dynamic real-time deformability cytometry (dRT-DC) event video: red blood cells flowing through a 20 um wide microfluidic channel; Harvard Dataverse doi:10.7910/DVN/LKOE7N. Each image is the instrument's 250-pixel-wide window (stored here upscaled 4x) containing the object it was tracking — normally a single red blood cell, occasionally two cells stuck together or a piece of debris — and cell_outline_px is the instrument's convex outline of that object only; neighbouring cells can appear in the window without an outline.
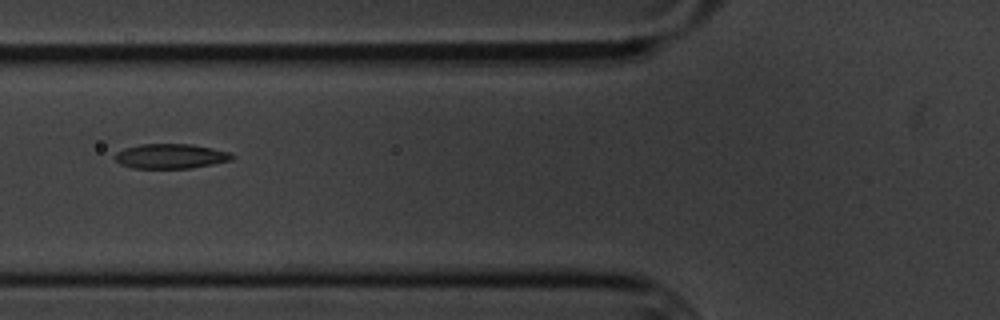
{"species": "common noctule bat (a hibernating species)", "species_latin": "Nyctalus noctula", "temperature_condition": "cold", "stored_images_in_passage": 9, "camera_frame_rate_fps": 3000, "um_per_image_px": 0.085, "animal": {"sex": "male", "body_mass_g": 20.1, "forearm_length_mm": 53.5}, "frame": {"image": 1, "passage_image": 4, "time_ms": 3.333, "image_size_px": [1000, 320], "cell_outline_px": [[236, 156], [232, 160], [192, 168], [132, 168], [120, 164], [112, 156], [116, 152], [124, 148], [140, 144], [192, 144], [232, 152]], "centroid_in_image_um": [14.51, 13.27], "position_along_channel_um": 111.3, "area_um2": 17.11}}
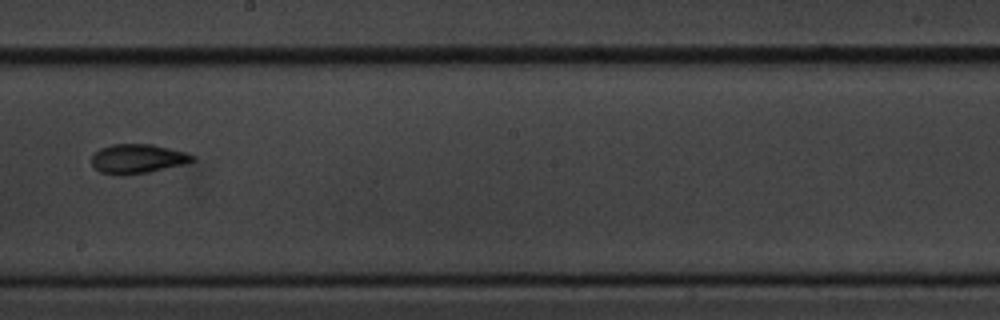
{"frame": {"image": 2, "passage_image": 7, "time_ms": 7.0, "image_size_px": [1000, 320], "cell_outline_px": [[196, 160], [184, 164], [148, 172], [124, 176], [100, 172], [92, 168], [92, 156], [100, 148], [112, 144], [152, 144], [184, 152], [196, 156]], "centroid_in_image_um": [11.67, 13.5], "position_along_channel_um": 236.5, "area_um2": 17.28}}
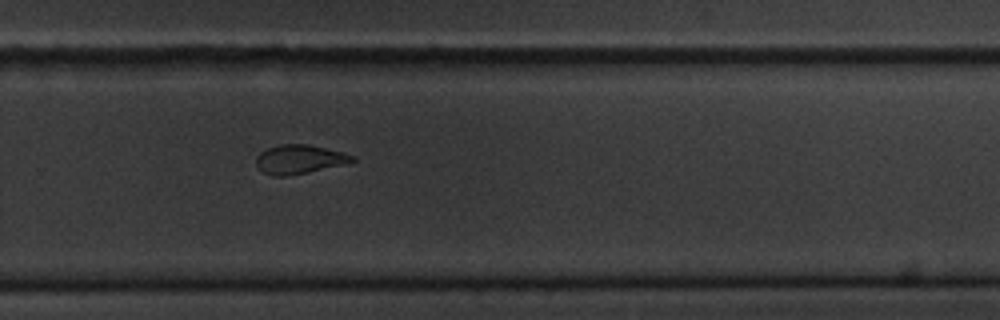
{"frame": {"image": 3, "passage_image": 9, "time_ms": 9.0, "image_size_px": [1000, 320], "cell_outline_px": [[356, 160], [344, 164], [308, 172], [284, 176], [272, 176], [264, 172], [256, 164], [256, 156], [260, 152], [268, 148], [280, 144], [308, 144], [344, 152], [356, 156]], "centroid_in_image_um": [25.46, 13.53], "position_along_channel_um": 304.3, "area_um2": 16.18}}